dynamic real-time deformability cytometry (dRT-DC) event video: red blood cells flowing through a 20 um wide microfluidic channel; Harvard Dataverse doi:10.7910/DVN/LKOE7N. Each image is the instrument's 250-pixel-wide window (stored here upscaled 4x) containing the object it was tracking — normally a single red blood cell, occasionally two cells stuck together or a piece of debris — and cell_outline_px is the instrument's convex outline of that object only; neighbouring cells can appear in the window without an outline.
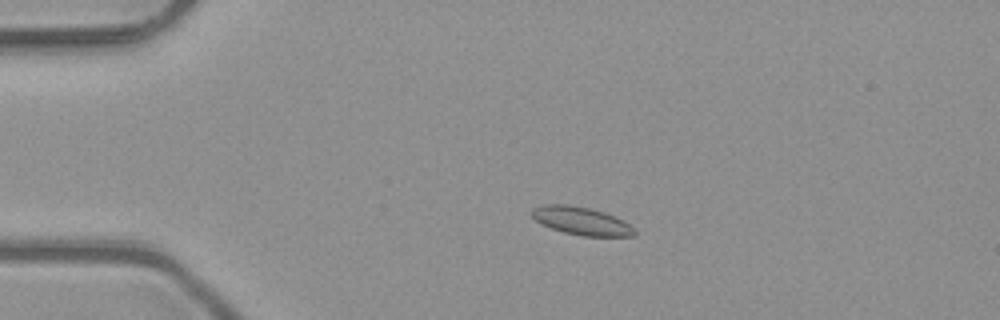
{"species": "common noctule bat (a hibernating species)", "species_latin": "Nyctalus noctula", "temperature_condition": "room temperature", "stored_images_in_passage": 3, "camera_frame_rate_fps": 3000, "um_per_image_px": 0.085, "animal": {"sex": "male", "body_mass_g": 23.1, "forearm_length_mm": 52.7}, "frame": {"image": 1, "passage_image": 2, "time_ms": 0.333, "image_size_px": [1000, 320], "cell_outline_px": [[636, 236], [584, 236], [564, 232], [540, 224], [532, 216], [532, 208], [544, 204], [568, 204], [588, 208], [604, 212], [616, 216], [624, 220], [636, 232]], "centroid_in_image_um": [49.41, 18.77], "position_along_channel_um": 35.6, "area_um2": 16.7}}